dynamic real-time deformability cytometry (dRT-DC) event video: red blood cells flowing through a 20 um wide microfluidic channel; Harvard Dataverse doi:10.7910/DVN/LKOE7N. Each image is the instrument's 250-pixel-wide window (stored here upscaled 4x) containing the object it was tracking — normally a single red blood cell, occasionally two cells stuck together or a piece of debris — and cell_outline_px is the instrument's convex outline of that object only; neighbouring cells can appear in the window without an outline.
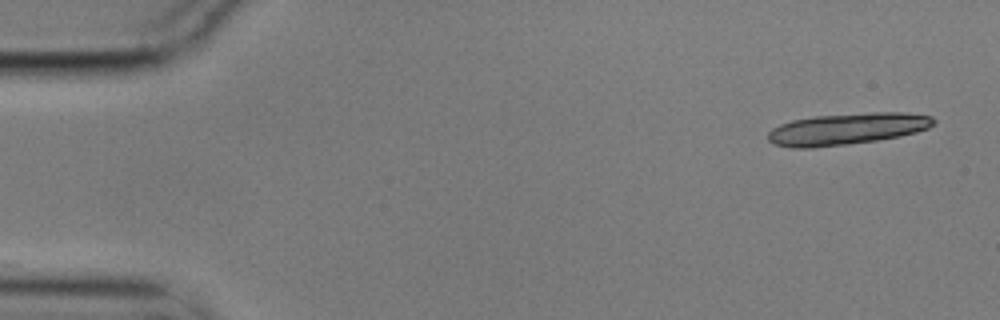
{"species": "common noctule bat (a hibernating species)", "species_latin": "Nyctalus noctula", "temperature_condition": "cold", "stored_images_in_passage": 19, "camera_frame_rate_fps": 3000, "um_per_image_px": 0.085, "animal": {"sex": "male", "body_mass_g": 17.9}, "frame": {"image": 1, "passage_image": 1, "time_ms": 0.0, "image_size_px": [1000, 320], "cell_outline_px": [[936, 124], [928, 128], [916, 132], [900, 136], [876, 140], [812, 148], [792, 148], [772, 144], [768, 140], [768, 132], [772, 128], [780, 124], [792, 120], [816, 116], [872, 112], [904, 112], [932, 116], [936, 120]], "centroid_in_image_um": [72.0, 10.95], "position_along_channel_um": 13.0, "area_um2": 30.58}}